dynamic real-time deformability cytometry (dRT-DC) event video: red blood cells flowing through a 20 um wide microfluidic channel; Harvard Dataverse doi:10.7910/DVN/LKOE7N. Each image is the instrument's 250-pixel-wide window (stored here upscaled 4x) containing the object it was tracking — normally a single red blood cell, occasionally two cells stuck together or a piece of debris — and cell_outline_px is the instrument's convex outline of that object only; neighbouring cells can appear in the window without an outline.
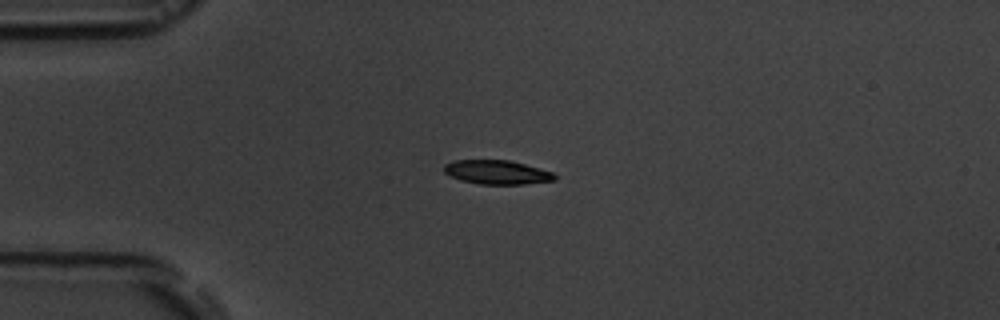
{"species": "common noctule bat (a hibernating species)", "species_latin": "Nyctalus noctula", "temperature_condition": "room temperature", "stored_images_in_passage": 3, "camera_frame_rate_fps": 3000, "um_per_image_px": 0.085, "animal": {"sex": "male", "body_mass_g": 19.5, "forearm_length_mm": 54.6}, "frame": {"image": 1, "passage_image": 2, "time_ms": 1.333, "image_size_px": [1000, 320], "cell_outline_px": [[556, 180], [524, 184], [480, 184], [460, 180], [444, 172], [444, 164], [456, 160], [508, 160], [524, 164], [552, 172], [556, 176]], "centroid_in_image_um": [42.23, 14.64], "position_along_channel_um": 42.8, "area_um2": 15.32}}